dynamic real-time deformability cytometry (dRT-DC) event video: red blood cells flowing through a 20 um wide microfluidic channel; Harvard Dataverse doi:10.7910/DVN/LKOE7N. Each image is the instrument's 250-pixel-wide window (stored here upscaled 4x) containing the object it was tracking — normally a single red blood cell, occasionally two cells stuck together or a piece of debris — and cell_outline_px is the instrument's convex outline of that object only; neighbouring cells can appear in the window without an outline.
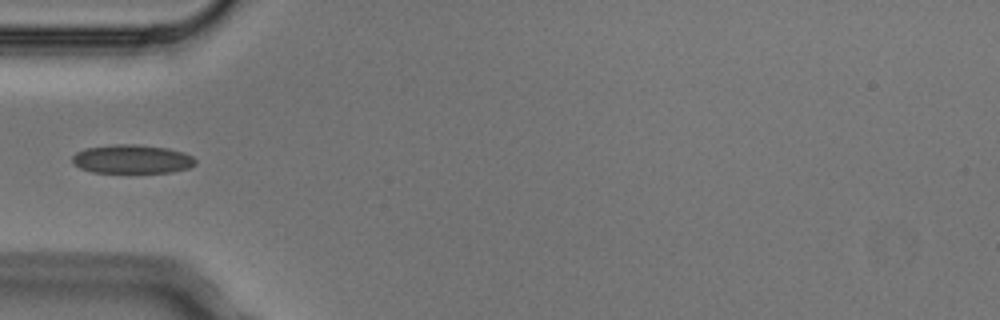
{"species": "Egyptian fruit bat (a non-hibernating species)", "species_latin": "Rousettus aegyptiacus", "temperature_condition": "cold", "stored_images_in_passage": 5, "camera_frame_rate_fps": 3000, "um_per_image_px": 0.085, "animal": {"sex": "male"}, "frame": {"image": 1, "passage_image": 4, "time_ms": 1.0, "image_size_px": [1000, 320], "cell_outline_px": [[196, 164], [188, 168], [172, 172], [92, 172], [80, 168], [72, 164], [72, 156], [76, 152], [84, 148], [116, 144], [136, 144], [168, 148], [184, 152], [192, 156], [196, 160]], "centroid_in_image_um": [11.21, 13.52], "position_along_channel_um": 73.8, "area_um2": 20.75}}
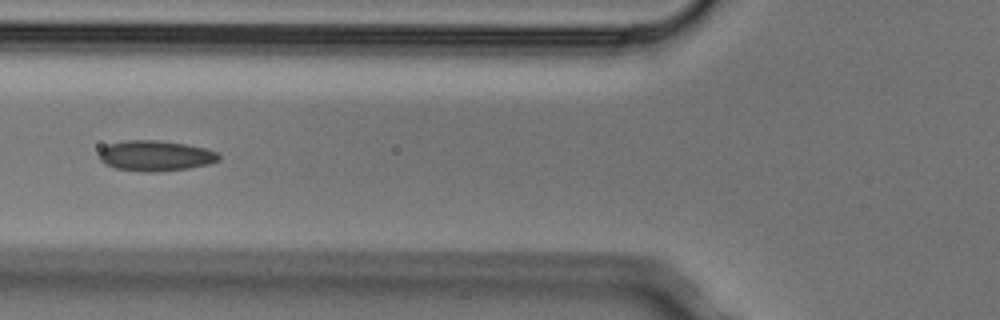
{"frame": {"image": 2, "passage_image": 5, "time_ms": 1.333, "image_size_px": [1000, 320], "cell_outline_px": [[220, 160], [208, 164], [188, 168], [156, 172], [140, 172], [116, 168], [104, 164], [100, 160], [100, 148], [108, 144], [124, 140], [160, 140], [184, 144], [204, 148], [216, 152], [220, 156]], "centroid_in_image_um": [13.18, 13.24], "position_along_channel_um": 112.6, "area_um2": 21.33}}